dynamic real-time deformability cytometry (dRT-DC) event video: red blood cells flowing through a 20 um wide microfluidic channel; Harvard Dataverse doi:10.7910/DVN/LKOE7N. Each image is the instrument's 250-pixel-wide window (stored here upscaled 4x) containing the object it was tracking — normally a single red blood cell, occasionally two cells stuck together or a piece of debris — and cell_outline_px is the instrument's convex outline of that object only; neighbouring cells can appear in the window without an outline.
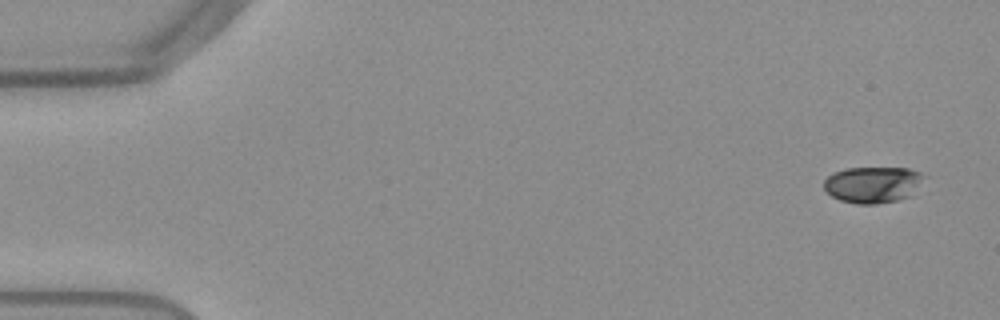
{"species": "Egyptian fruit bat (a non-hibernating species)", "species_latin": "Rousettus aegyptiacus", "temperature_condition": "warm", "stored_images_in_passage": 54, "camera_frame_rate_fps": 3000, "um_per_image_px": 0.085, "frame": {"image": 1, "passage_image": 3, "time_ms": 0.667, "image_size_px": [1000, 320], "cell_outline_px": [[928, 176], [912, 196], [896, 200], [876, 204], [856, 204], [840, 200], [832, 196], [824, 188], [824, 180], [832, 172], [844, 168], [908, 168], [920, 172]], "centroid_in_image_um": [74.23, 15.68], "position_along_channel_um": 10.8, "area_um2": 21.56}}
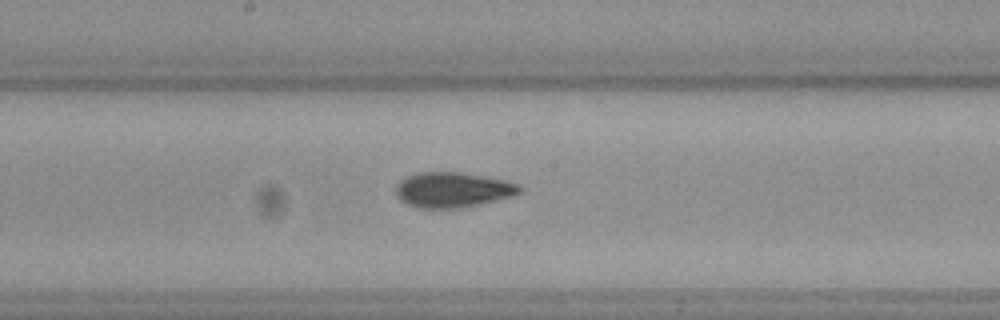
{"frame": {"image": 2, "passage_image": 29, "time_ms": 9.333, "image_size_px": [1000, 320], "cell_outline_px": [[524, 192], [512, 196], [464, 208], [420, 208], [408, 204], [400, 200], [396, 196], [396, 184], [400, 180], [408, 176], [420, 172], [460, 172], [504, 180], [516, 184], [524, 188]], "centroid_in_image_um": [38.49, 16.14], "position_along_channel_um": 209.7, "area_um2": 25.43}}
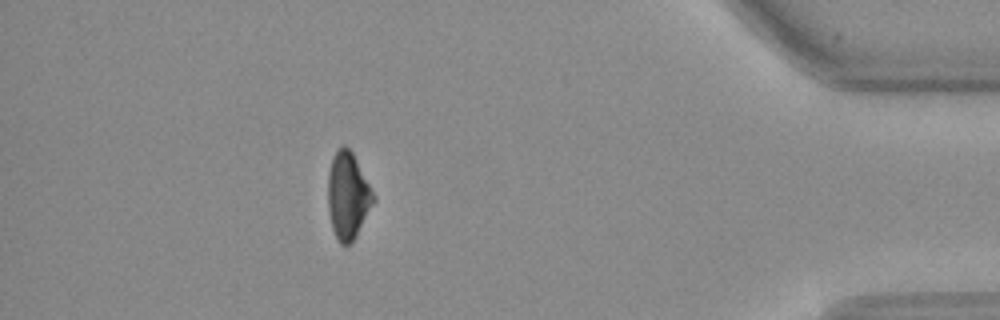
{"frame": {"image": 3, "passage_image": 48, "time_ms": 15.667, "image_size_px": [1000, 320], "cell_outline_px": [[376, 200], [356, 236], [344, 248], [340, 244], [332, 228], [328, 212], [328, 172], [332, 156], [344, 144], [352, 152], [376, 196]], "centroid_in_image_um": [29.57, 16.65], "position_along_channel_um": 405.6, "area_um2": 23.12}, "authors_computed_cell_mechanics": {"area_um2": 23.3223, "velocity_mm_per_s": 3.8453, "shape_relaxation_time_tau1_ms": 4.027, "shape_relaxation_time_tau2_ms": 2.314, "deformation_change_tau1": 0.1371, "deformation_change_tau2": 0.063}}